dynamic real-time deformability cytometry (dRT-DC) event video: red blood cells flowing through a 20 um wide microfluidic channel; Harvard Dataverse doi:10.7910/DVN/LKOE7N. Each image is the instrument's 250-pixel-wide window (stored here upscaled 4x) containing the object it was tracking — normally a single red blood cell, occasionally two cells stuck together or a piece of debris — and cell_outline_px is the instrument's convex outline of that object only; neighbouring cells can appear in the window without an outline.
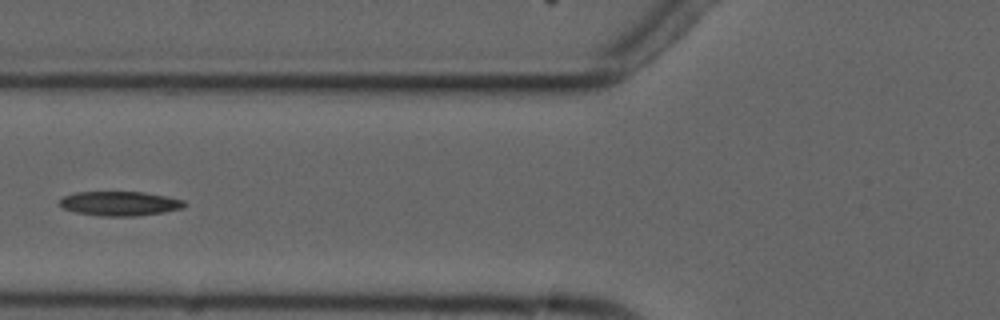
{"species": "common noctule bat (a hibernating species)", "species_latin": "Nyctalus noctula", "temperature_condition": "cold", "stored_images_in_passage": 4, "camera_frame_rate_fps": 3000, "um_per_image_px": 0.085, "animal": {"sex": "male", "forearm_length_mm": 52.5}, "frame": {"image": 1, "passage_image": 4, "time_ms": 3.333, "image_size_px": [1000, 320], "cell_outline_px": [[188, 204], [184, 208], [164, 212], [136, 216], [100, 216], [76, 212], [64, 208], [60, 204], [60, 200], [64, 196], [76, 192], [144, 192], [184, 200]], "centroid_in_image_um": [10.22, 17.3], "position_along_channel_um": 115.6, "area_um2": 17.69}}